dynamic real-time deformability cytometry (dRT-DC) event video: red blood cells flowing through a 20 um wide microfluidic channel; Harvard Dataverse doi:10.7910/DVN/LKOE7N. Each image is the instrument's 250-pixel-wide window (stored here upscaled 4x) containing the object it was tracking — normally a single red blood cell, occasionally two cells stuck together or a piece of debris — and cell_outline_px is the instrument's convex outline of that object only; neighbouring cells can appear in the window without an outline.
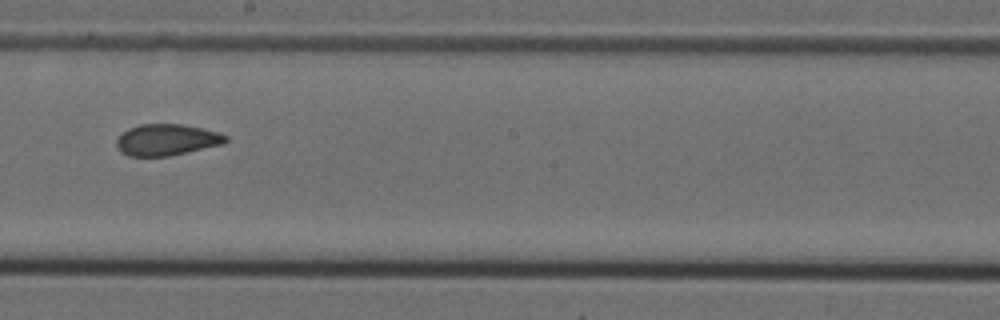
{"species": "Egyptian fruit bat (a non-hibernating species)", "species_latin": "Rousettus aegyptiacus", "temperature_condition": "cold", "stored_images_in_passage": 10, "camera_frame_rate_fps": 3000, "um_per_image_px": 0.085, "animal": {"sex": "female"}, "frame": {"image": 1, "passage_image": 10, "time_ms": 3.0, "image_size_px": [1000, 320], "cell_outline_px": [[228, 140], [224, 144], [168, 156], [128, 156], [120, 152], [116, 144], [116, 140], [128, 128], [140, 124], [184, 124], [204, 128], [228, 136]], "centroid_in_image_um": [14.18, 11.88], "position_along_channel_um": 234.0, "area_um2": 20.0}}